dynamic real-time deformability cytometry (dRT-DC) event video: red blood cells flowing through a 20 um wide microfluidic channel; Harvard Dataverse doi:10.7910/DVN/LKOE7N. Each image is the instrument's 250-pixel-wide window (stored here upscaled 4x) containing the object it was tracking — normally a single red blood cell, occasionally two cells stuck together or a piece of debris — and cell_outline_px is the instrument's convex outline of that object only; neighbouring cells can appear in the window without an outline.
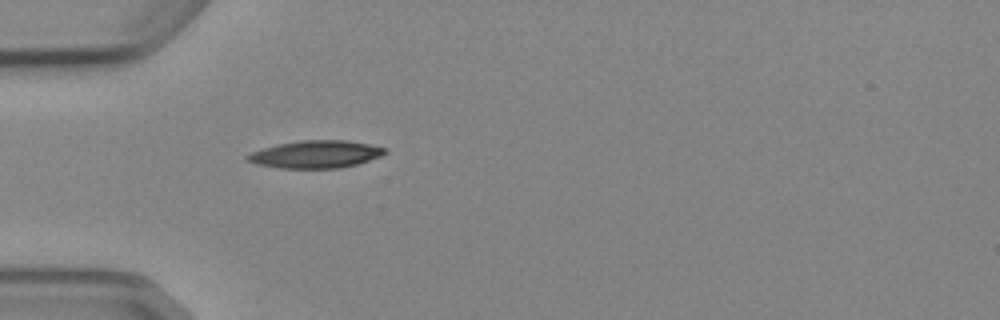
{"species": "Egyptian fruit bat (a non-hibernating species)", "species_latin": "Rousettus aegyptiacus", "temperature_condition": "cold", "stored_images_in_passage": 2, "camera_frame_rate_fps": 3000, "um_per_image_px": 0.085, "animal": {"sex": "female"}, "frame": {"image": 1, "passage_image": 2, "time_ms": 1.333, "image_size_px": [1000, 320], "cell_outline_px": [[388, 152], [380, 156], [356, 164], [340, 168], [280, 168], [260, 164], [248, 160], [244, 156], [252, 152], [264, 148], [280, 144], [300, 140], [344, 140], [368, 144], [388, 148]], "centroid_in_image_um": [26.88, 13.11], "position_along_channel_um": 58.1, "area_um2": 21.73}}